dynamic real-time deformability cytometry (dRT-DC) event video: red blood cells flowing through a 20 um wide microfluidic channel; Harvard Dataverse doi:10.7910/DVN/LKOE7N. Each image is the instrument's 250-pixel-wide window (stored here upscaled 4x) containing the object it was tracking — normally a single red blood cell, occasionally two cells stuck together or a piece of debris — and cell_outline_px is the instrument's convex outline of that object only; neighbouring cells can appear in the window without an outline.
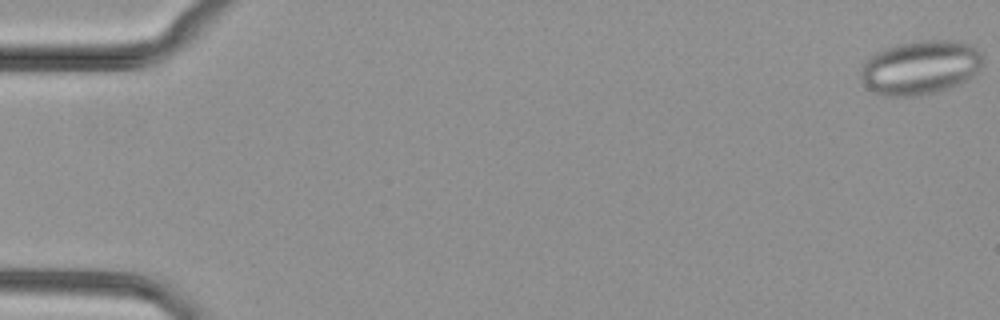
{"species": "common noctule bat (a hibernating species)", "species_latin": "Nyctalus noctula", "temperature_condition": "cold", "stored_images_in_passage": 10, "camera_frame_rate_fps": 3000, "um_per_image_px": 0.085, "animal": {"sex": "female", "body_mass_g": 29.2, "forearm_length_mm": 56.3}, "frame": {"image": 1, "passage_image": 1, "time_ms": 0.0, "image_size_px": [1000, 320], "cell_outline_px": [[984, 60], [980, 72], [968, 80], [960, 84], [936, 92], [920, 96], [888, 96], [872, 92], [860, 80], [860, 68], [868, 56], [884, 48], [896, 44], [920, 40], [956, 40], [968, 44], [976, 48], [980, 52]], "centroid_in_image_um": [78.23, 5.73], "position_along_channel_um": 6.8, "area_um2": 39.25}}